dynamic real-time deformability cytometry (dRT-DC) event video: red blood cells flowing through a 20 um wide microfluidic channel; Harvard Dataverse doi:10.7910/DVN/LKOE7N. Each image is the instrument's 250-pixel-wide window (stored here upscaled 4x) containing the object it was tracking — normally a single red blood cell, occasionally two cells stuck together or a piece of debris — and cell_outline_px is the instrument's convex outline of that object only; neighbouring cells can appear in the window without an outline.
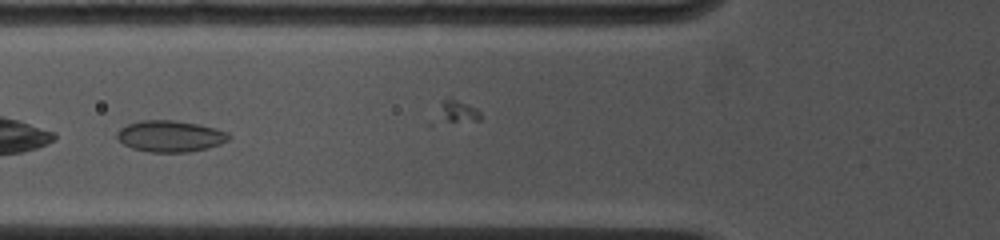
{"species": "common noctule bat (a hibernating species)", "species_latin": "Nyctalus noctula", "temperature_condition": "cold", "stored_images_in_passage": 12, "camera_frame_rate_fps": 4500, "um_per_image_px": 0.085, "animal": {"sex": "female", "body_mass_g": 19.0, "forearm_length_mm": 53.3}, "frame": {"image": 1, "passage_image": 4, "time_ms": 1.333, "image_size_px": [1000, 240], "cell_outline_px": [[232, 136], [228, 140], [220, 144], [208, 148], [188, 152], [148, 152], [132, 148], [124, 144], [116, 136], [116, 132], [120, 128], [128, 124], [140, 120], [172, 120], [200, 124], [216, 128], [228, 132]], "centroid_in_image_um": [14.49, 11.57], "position_along_channel_um": 111.3, "area_um2": 20.58}}